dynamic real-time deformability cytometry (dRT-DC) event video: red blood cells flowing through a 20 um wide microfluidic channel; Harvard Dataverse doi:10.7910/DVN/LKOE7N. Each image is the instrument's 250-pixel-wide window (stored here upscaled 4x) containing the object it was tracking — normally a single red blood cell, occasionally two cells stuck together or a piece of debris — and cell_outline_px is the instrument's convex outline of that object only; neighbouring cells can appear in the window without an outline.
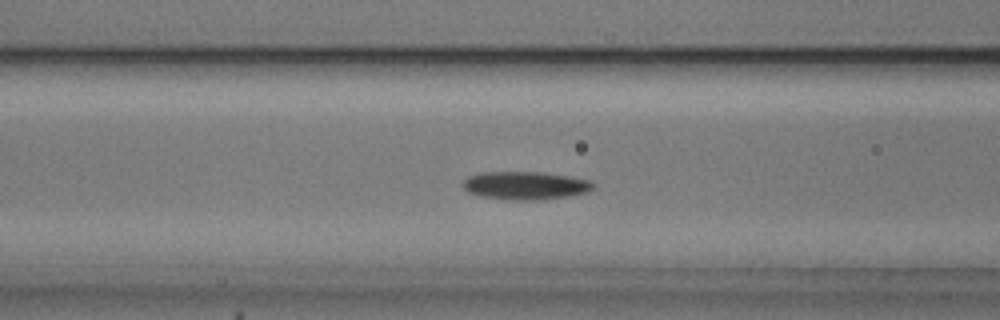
{"species": "common noctule bat (a hibernating species)", "species_latin": "Nyctalus noctula", "temperature_condition": "cold", "stored_images_in_passage": 46, "camera_frame_rate_fps": 3000, "um_per_image_px": 0.085, "animal": {"sex": "male", "body_mass_g": 20.5, "forearm_length_mm": 52.5}, "frame": {"image": 1, "passage_image": 20, "time_ms": 6.333, "image_size_px": [1000, 320], "cell_outline_px": [[596, 184], [588, 192], [568, 196], [540, 200], [508, 200], [480, 196], [468, 192], [464, 188], [464, 180], [468, 176], [480, 172], [540, 172], [568, 176], [588, 180]], "centroid_in_image_um": [44.64, 15.77], "position_along_channel_um": 122.0, "area_um2": 21.33}}
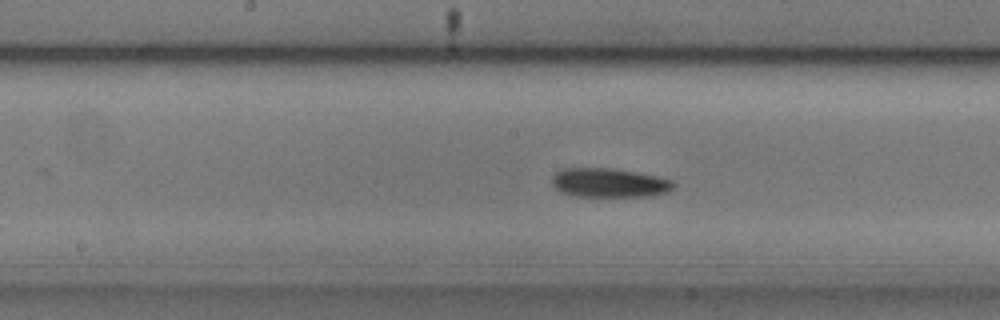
{"frame": {"image": 2, "passage_image": 26, "time_ms": 8.333, "image_size_px": [1000, 320], "cell_outline_px": [[676, 184], [668, 192], [648, 196], [576, 196], [560, 192], [552, 184], [552, 176], [556, 172], [564, 168], [612, 168], [636, 172], [656, 176], [672, 180]], "centroid_in_image_um": [51.77, 15.53], "position_along_channel_um": 196.4, "area_um2": 20.58}}
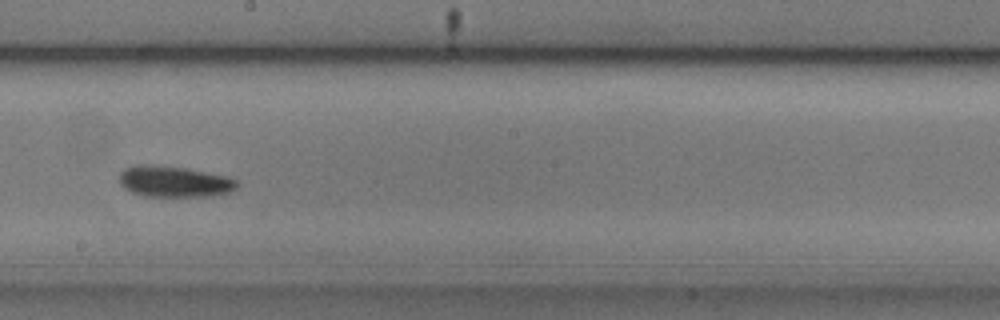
{"frame": {"image": 3, "passage_image": 29, "time_ms": 9.333, "image_size_px": [1000, 320], "cell_outline_px": [[240, 184], [232, 192], [212, 196], [144, 196], [132, 192], [124, 188], [120, 184], [120, 172], [124, 168], [136, 164], [140, 164], [184, 168], [224, 176], [236, 180]], "centroid_in_image_um": [14.8, 15.44], "position_along_channel_um": 233.4, "area_um2": 21.15}, "authors_computed_cell_mechanics": {"area_um2": 19.9699, "velocity_mm_per_s": 3.717, "shape_relaxation_time_tau1_ms": 4.3202, "shape_relaxation_time_tau2_ms": null, "deformation_change_tau1": 0.135, "deformation_change_tau2": null}}